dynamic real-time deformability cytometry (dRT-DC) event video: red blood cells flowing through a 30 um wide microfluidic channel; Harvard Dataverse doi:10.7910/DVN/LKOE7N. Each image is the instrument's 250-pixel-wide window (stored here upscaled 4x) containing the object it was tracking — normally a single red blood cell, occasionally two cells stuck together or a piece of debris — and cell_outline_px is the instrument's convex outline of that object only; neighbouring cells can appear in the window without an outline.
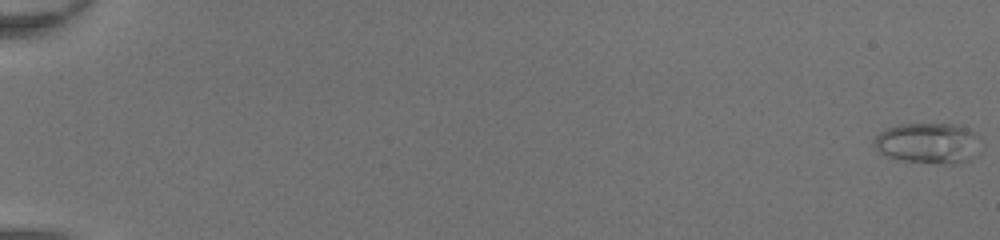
{"species": "common noctule bat (a hibernating species)", "species_latin": "Nyctalus noctula", "temperature_condition": "room temperature", "stored_images_in_passage": 50, "camera_frame_rate_fps": 3000, "um_per_image_px": 0.085, "animal": {"sex": "female", "body_mass_g": 20.0, "forearm_length_mm": 54.0}, "frame": {"image": 1, "passage_image": 1, "time_ms": 0.0, "image_size_px": [1000, 240], "cell_outline_px": [[972, 156], [968, 160], [956, 164], [948, 164], [896, 160], [880, 152], [872, 140], [880, 132], [888, 128], [900, 124], [956, 124], [968, 128], [972, 132]], "centroid_in_image_um": [78.74, 12.17], "position_along_channel_um": 6.3, "area_um2": 24.28}}
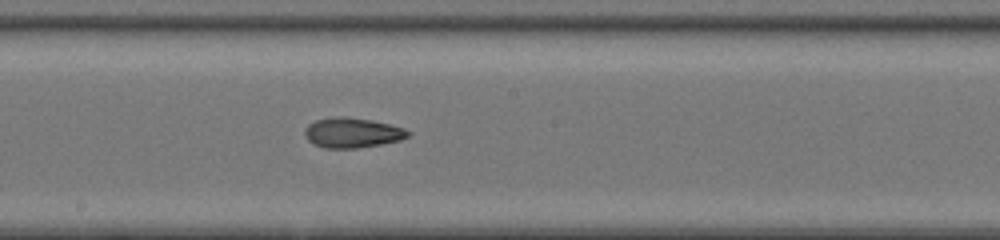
{"frame": {"image": 2, "passage_image": 30, "time_ms": 9.667, "image_size_px": [1000, 240], "cell_outline_px": [[412, 132], [408, 136], [400, 140], [380, 144], [356, 148], [324, 148], [308, 140], [304, 136], [304, 128], [308, 124], [316, 120], [336, 116], [344, 116], [372, 120], [392, 124], [404, 128]], "centroid_in_image_um": [29.94, 11.27], "position_along_channel_um": 218.3, "area_um2": 18.15}}
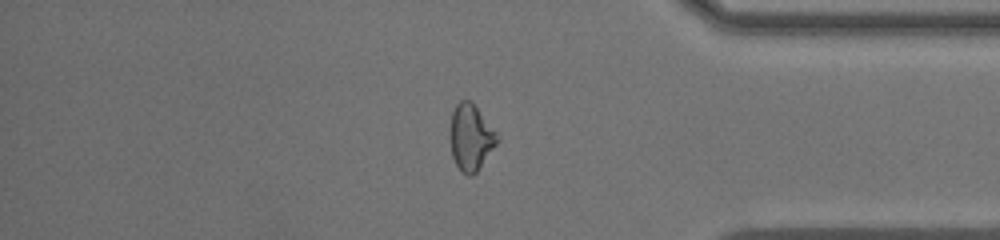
{"frame": {"image": 3, "passage_image": 43, "time_ms": 14.0, "image_size_px": [1000, 240], "cell_outline_px": [[500, 136], [496, 144], [476, 172], [472, 176], [468, 176], [460, 172], [452, 156], [448, 136], [448, 128], [452, 112], [456, 104], [460, 100], [472, 100]], "centroid_in_image_um": [39.98, 11.65], "position_along_channel_um": 395.2, "area_um2": 18.67}, "authors_computed_cell_mechanics": {"area_um2": 19.1029, "velocity_mm_per_s": 4.4333, "shape_relaxation_time_tau1_ms": null, "shape_relaxation_time_tau2_ms": 2.9803, "deformation_change_tau1": null, "deformation_change_tau2": 0.1078}}